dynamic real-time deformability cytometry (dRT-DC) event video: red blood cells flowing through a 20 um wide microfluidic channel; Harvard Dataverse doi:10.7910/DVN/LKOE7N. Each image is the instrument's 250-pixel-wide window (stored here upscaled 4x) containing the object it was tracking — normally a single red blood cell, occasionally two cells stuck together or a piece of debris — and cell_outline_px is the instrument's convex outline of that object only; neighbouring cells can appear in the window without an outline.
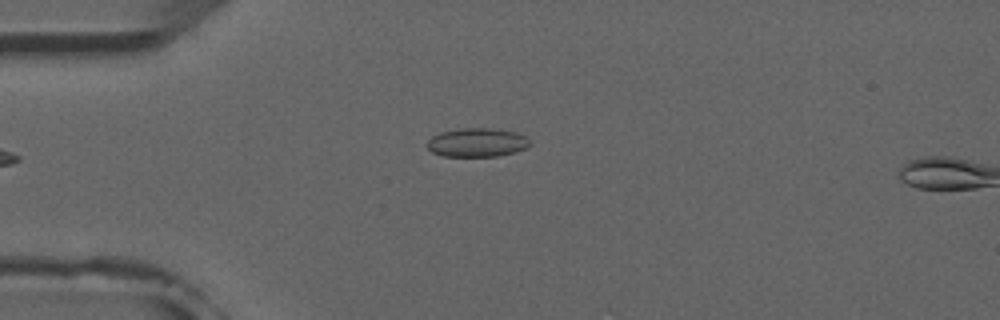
{"species": "common noctule bat (a hibernating species)", "species_latin": "Nyctalus noctula", "temperature_condition": "room temperature", "stored_images_in_passage": 5, "camera_frame_rate_fps": 3000, "um_per_image_px": 0.085, "animal": {"sex": "male", "forearm_length_mm": 52.5}, "frame": {"image": 1, "passage_image": 5, "time_ms": 4.667, "image_size_px": [1000, 320], "cell_outline_px": [[532, 144], [528, 148], [516, 152], [496, 156], [444, 156], [432, 152], [428, 148], [428, 140], [432, 136], [440, 132], [464, 128], [488, 128], [516, 132], [524, 136]], "centroid_in_image_um": [40.57, 12.11], "position_along_channel_um": 44.4, "area_um2": 17.17}}